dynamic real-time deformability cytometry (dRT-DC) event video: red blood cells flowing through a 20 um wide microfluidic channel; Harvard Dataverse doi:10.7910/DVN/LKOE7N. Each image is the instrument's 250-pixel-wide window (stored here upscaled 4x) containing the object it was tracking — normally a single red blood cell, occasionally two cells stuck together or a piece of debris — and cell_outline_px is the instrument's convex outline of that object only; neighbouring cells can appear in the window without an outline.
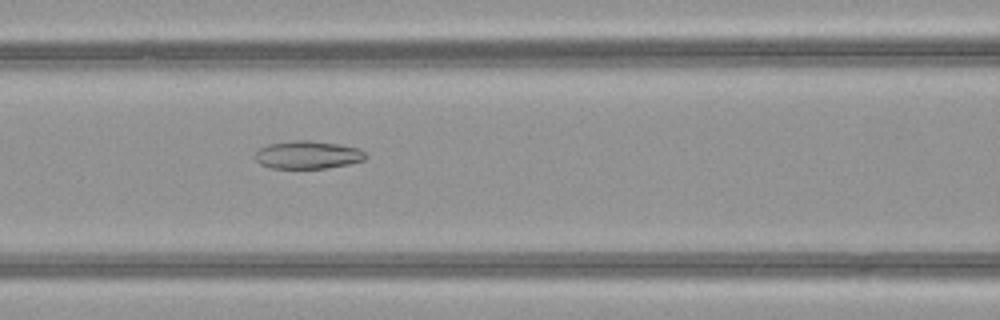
{"species": "common noctule bat (a hibernating species)", "species_latin": "Nyctalus noctula", "temperature_condition": "warm", "stored_images_in_passage": 52, "camera_frame_rate_fps": 3000, "um_per_image_px": 0.085, "animal": {"sex": "female", "body_mass_g": 21.9}, "frame": {"image": 1, "passage_image": 23, "time_ms": 7.333, "image_size_px": [1000, 320], "cell_outline_px": [[368, 156], [364, 160], [348, 164], [324, 168], [272, 168], [260, 164], [256, 160], [256, 152], [260, 148], [268, 144], [296, 140], [308, 140], [340, 144], [360, 148]], "centroid_in_image_um": [26.19, 13.15], "position_along_channel_um": 140.4, "area_um2": 17.92}}
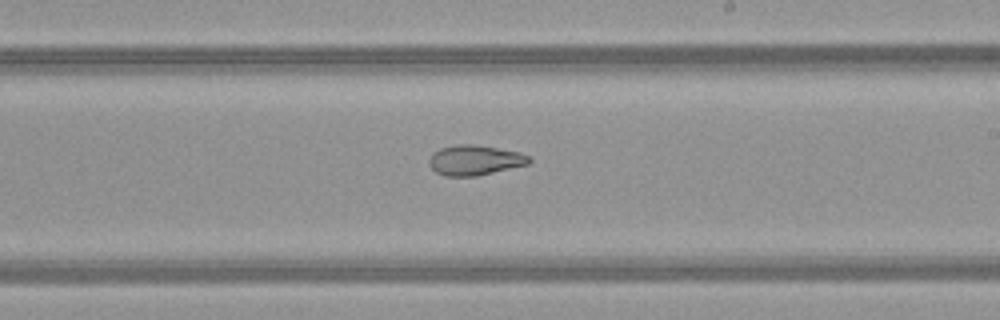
{"frame": {"image": 2, "passage_image": 31, "time_ms": 10.0, "image_size_px": [1000, 320], "cell_outline_px": [[532, 160], [528, 164], [476, 176], [444, 176], [436, 172], [428, 164], [428, 160], [432, 152], [440, 148], [456, 144], [472, 144], [520, 152], [528, 156]], "centroid_in_image_um": [40.31, 13.61], "position_along_channel_um": 248.7, "area_um2": 17.51}}
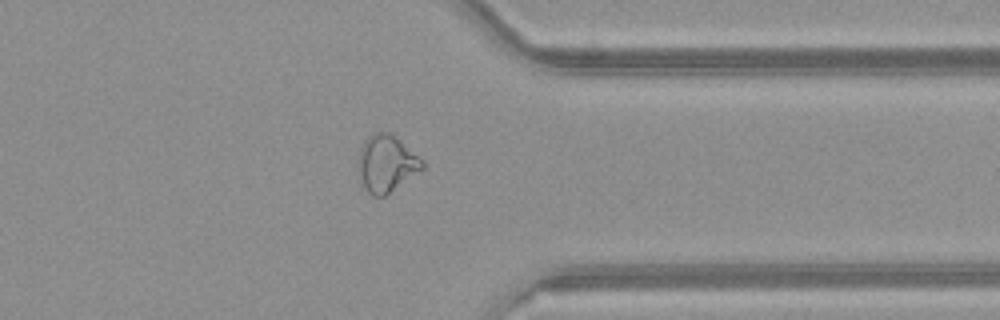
{"frame": {"image": 3, "passage_image": 41, "time_ms": 13.333, "image_size_px": [1000, 320], "cell_outline_px": [[424, 168], [384, 196], [372, 196], [364, 188], [360, 180], [356, 160], [360, 148], [364, 140], [372, 132], [388, 132], [400, 140], [424, 160]], "centroid_in_image_um": [32.81, 13.89], "position_along_channel_um": 378.6, "area_um2": 21.39}, "authors_computed_cell_mechanics": {"area_um2": 23.0044, "velocity_mm_per_s": 4.0579, "shape_relaxation_time_tau1_ms": null, "shape_relaxation_time_tau2_ms": 3.6532, "deformation_change_tau1": null, "deformation_change_tau2": 0.1007}}